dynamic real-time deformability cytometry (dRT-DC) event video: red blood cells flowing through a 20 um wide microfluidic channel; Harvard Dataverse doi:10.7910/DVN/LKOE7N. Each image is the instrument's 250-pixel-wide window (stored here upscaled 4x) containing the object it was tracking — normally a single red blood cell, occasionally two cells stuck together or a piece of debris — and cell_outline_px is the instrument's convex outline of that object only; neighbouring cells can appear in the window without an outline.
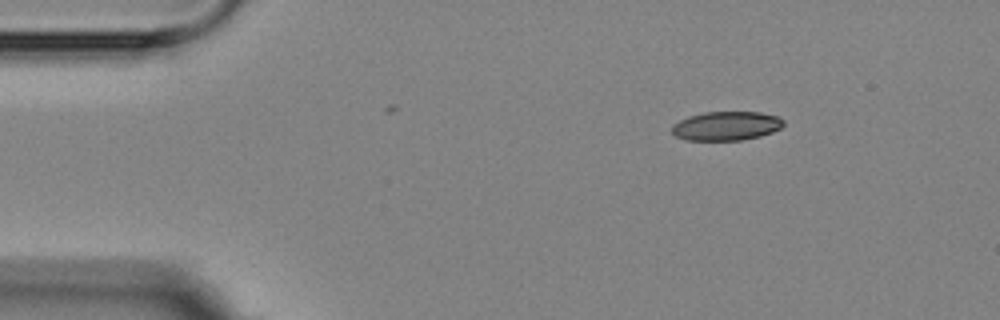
{"species": "Egyptian fruit bat (a non-hibernating species)", "species_latin": "Rousettus aegyptiacus", "temperature_condition": "room temperature", "stored_images_in_passage": 3, "camera_frame_rate_fps": 3000, "um_per_image_px": 0.085, "animal": {"sex": "female"}, "frame": {"image": 1, "passage_image": 1, "time_ms": 0.0, "image_size_px": [1000, 320], "cell_outline_px": [[784, 124], [780, 128], [772, 132], [760, 136], [740, 140], [684, 140], [676, 136], [672, 132], [672, 124], [688, 116], [704, 112], [760, 112], [776, 116], [784, 120]], "centroid_in_image_um": [61.72, 10.7], "position_along_channel_um": 23.3, "area_um2": 18.84}}
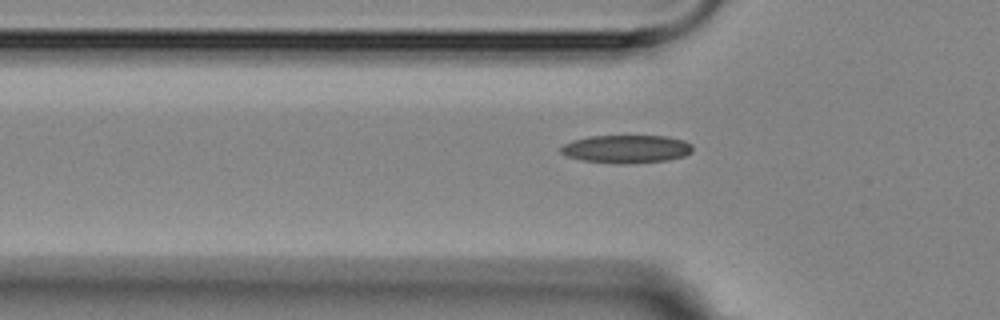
{"frame": {"image": 2, "passage_image": 3, "time_ms": 3.333, "image_size_px": [1000, 320], "cell_outline_px": [[692, 152], [684, 156], [668, 160], [628, 164], [616, 164], [580, 160], [568, 156], [560, 152], [560, 148], [564, 144], [572, 140], [588, 136], [668, 136], [684, 140], [692, 144]], "centroid_in_image_um": [53.25, 12.67], "position_along_channel_um": 72.6, "area_um2": 21.79}}